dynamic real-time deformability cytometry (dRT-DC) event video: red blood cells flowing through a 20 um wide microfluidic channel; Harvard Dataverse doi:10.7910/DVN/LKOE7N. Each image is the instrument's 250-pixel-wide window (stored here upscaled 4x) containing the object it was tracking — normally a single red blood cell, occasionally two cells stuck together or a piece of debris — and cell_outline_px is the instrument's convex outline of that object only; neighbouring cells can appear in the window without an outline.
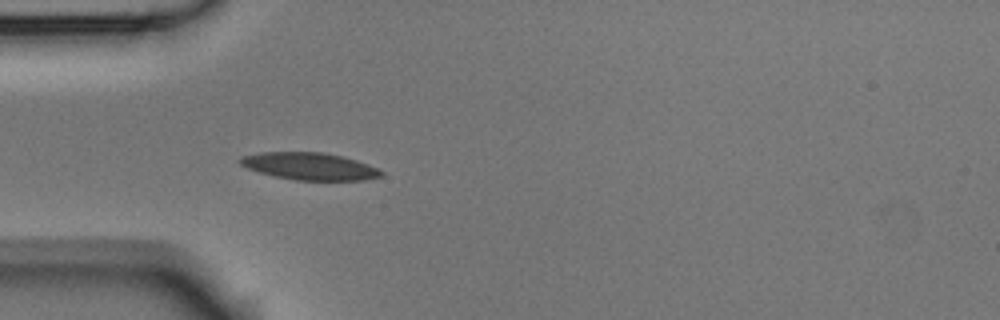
{"species": "Egyptian fruit bat (a non-hibernating species)", "species_latin": "Rousettus aegyptiacus", "temperature_condition": "room temperature", "stored_images_in_passage": 22, "camera_frame_rate_fps": 3000, "um_per_image_px": 0.085, "animal": {"sex": "male"}, "frame": {"image": 1, "passage_image": 1, "time_ms": 0.0, "image_size_px": [1000, 320], "cell_outline_px": [[384, 176], [364, 180], [296, 180], [276, 176], [260, 172], [248, 168], [240, 164], [236, 160], [240, 156], [260, 152], [324, 152], [344, 156], [380, 168], [384, 172]], "centroid_in_image_um": [26.35, 14.12], "position_along_channel_um": 58.7, "area_um2": 22.6}}
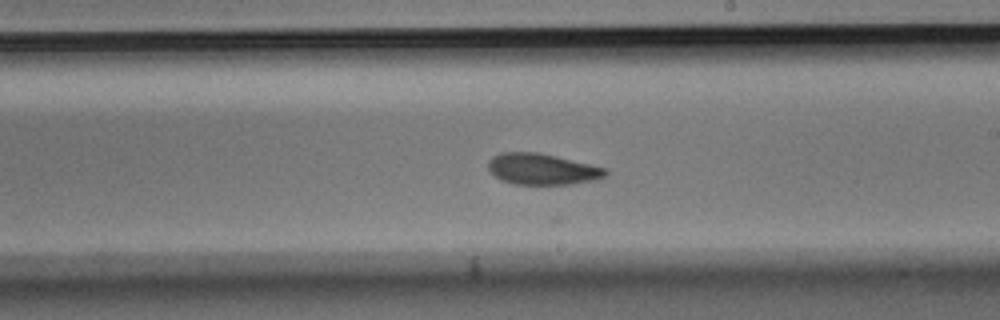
{"frame": {"image": 2, "passage_image": 16, "time_ms": 5.0, "image_size_px": [1000, 320], "cell_outline_px": [[608, 172], [604, 176], [596, 180], [572, 184], [516, 184], [500, 180], [488, 168], [488, 160], [492, 156], [500, 152], [540, 152], [592, 164], [608, 168]], "centroid_in_image_um": [46.11, 14.36], "position_along_channel_um": 242.9, "area_um2": 21.5}}
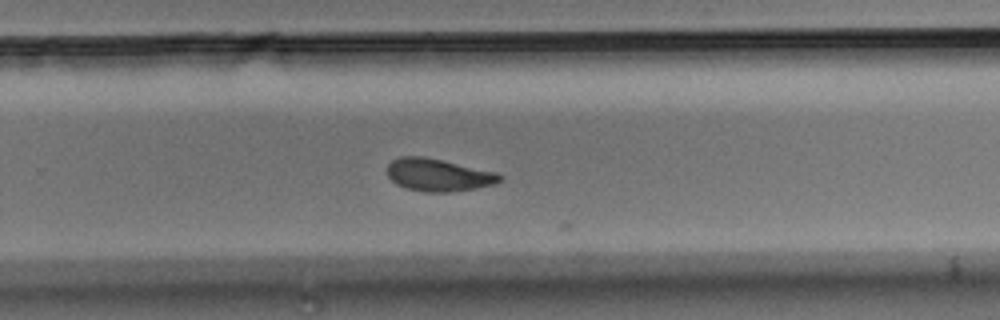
{"frame": {"image": 3, "passage_image": 20, "time_ms": 6.333, "image_size_px": [1000, 320], "cell_outline_px": [[504, 180], [496, 184], [476, 188], [448, 192], [428, 192], [408, 188], [396, 184], [388, 176], [388, 164], [392, 160], [400, 156], [424, 156], [496, 172], [504, 176]], "centroid_in_image_um": [37.3, 14.86], "position_along_channel_um": 292.5, "area_um2": 21.33}}